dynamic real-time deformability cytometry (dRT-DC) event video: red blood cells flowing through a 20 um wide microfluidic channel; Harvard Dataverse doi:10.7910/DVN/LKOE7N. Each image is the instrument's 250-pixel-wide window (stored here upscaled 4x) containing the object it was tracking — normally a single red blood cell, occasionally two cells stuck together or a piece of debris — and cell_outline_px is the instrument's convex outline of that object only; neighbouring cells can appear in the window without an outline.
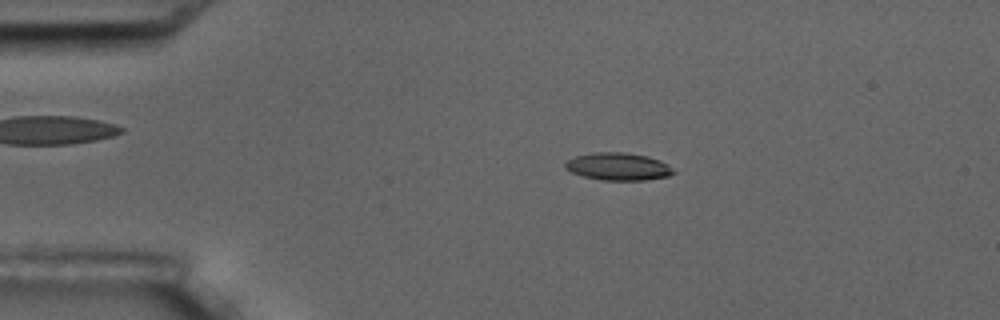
{"species": "common noctule bat (a hibernating species)", "species_latin": "Nyctalus noctula", "temperature_condition": "room temperature", "stored_images_in_passage": 4, "camera_frame_rate_fps": 3000, "um_per_image_px": 0.085, "animal": {"sex": "male", "body_mass_g": 17.5, "forearm_length_mm": 52.3}, "frame": {"image": 1, "passage_image": 3, "time_ms": 2.333, "image_size_px": [1000, 320], "cell_outline_px": [[676, 172], [668, 176], [644, 180], [600, 180], [584, 176], [572, 172], [564, 168], [564, 164], [568, 160], [576, 156], [592, 152], [624, 152], [648, 156], [660, 160], [668, 164]], "centroid_in_image_um": [52.55, 14.15], "position_along_channel_um": 32.4, "area_um2": 17.4}}